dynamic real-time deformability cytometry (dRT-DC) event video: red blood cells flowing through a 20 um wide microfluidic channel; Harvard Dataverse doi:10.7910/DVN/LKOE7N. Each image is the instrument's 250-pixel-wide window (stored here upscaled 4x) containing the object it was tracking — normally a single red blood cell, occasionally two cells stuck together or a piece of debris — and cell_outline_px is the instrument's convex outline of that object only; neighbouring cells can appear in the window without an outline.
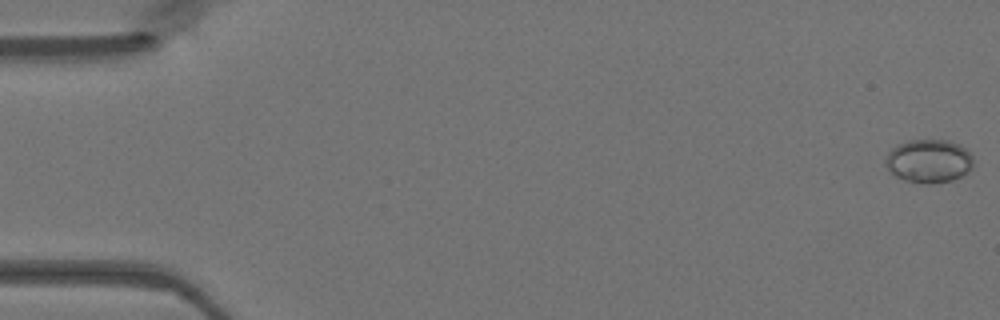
{"species": "Egyptian fruit bat (a non-hibernating species)", "species_latin": "Rousettus aegyptiacus", "temperature_condition": "warm", "stored_images_in_passage": 6, "camera_frame_rate_fps": 3000, "um_per_image_px": 0.085, "animal": {"sex": "female"}, "frame": {"image": 1, "passage_image": 1, "time_ms": 0.0, "image_size_px": [1000, 320], "cell_outline_px": [[972, 168], [968, 172], [952, 180], [904, 180], [888, 172], [884, 164], [884, 160], [888, 152], [896, 144], [908, 140], [948, 140], [960, 144], [972, 156]], "centroid_in_image_um": [78.9, 13.63], "position_along_channel_um": 6.1, "area_um2": 21.73}}